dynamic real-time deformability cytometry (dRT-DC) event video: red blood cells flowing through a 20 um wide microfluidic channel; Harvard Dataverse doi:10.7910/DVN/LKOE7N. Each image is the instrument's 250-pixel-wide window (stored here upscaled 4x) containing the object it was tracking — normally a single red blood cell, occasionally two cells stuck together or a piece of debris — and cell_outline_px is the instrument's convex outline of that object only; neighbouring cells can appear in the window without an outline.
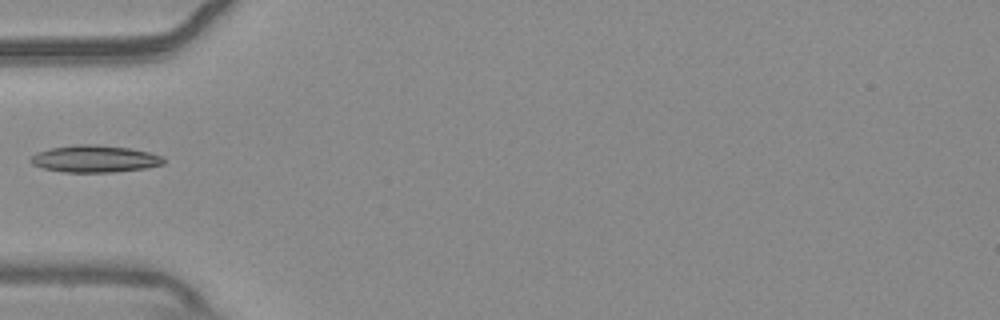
{"species": "common noctule bat (a hibernating species)", "species_latin": "Nyctalus noctula", "temperature_condition": "warm", "stored_images_in_passage": 9, "camera_frame_rate_fps": 3000, "um_per_image_px": 0.085, "animal": {"sex": "male", "body_mass_g": 20.4}, "frame": {"image": 1, "passage_image": 1, "time_ms": 0.0, "image_size_px": [1000, 320], "cell_outline_px": [[164, 164], [144, 168], [116, 172], [64, 172], [44, 168], [32, 164], [28, 160], [36, 152], [52, 148], [76, 144], [96, 144], [128, 148], [148, 152], [164, 156]], "centroid_in_image_um": [8.05, 13.5], "position_along_channel_um": 77.0, "area_um2": 20.92}}
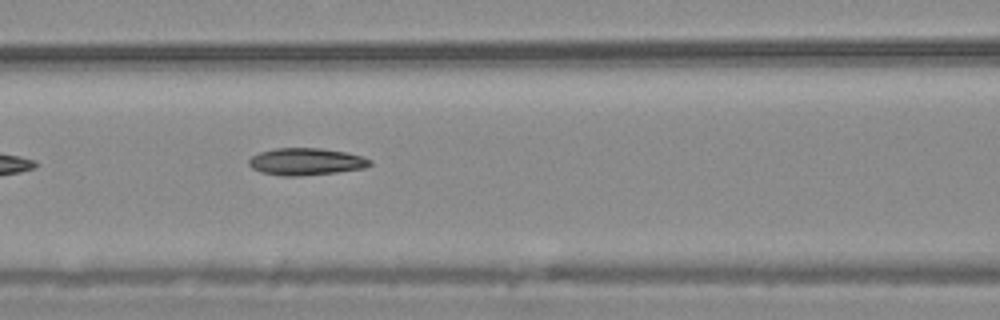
{"frame": {"image": 2, "passage_image": 6, "time_ms": 1.667, "image_size_px": [1000, 320], "cell_outline_px": [[372, 164], [364, 168], [336, 172], [296, 176], [280, 176], [260, 172], [252, 168], [248, 164], [248, 160], [252, 156], [260, 152], [276, 148], [320, 148], [348, 152], [372, 160]], "centroid_in_image_um": [26.0, 13.73], "position_along_channel_um": 140.6, "area_um2": 19.13}}